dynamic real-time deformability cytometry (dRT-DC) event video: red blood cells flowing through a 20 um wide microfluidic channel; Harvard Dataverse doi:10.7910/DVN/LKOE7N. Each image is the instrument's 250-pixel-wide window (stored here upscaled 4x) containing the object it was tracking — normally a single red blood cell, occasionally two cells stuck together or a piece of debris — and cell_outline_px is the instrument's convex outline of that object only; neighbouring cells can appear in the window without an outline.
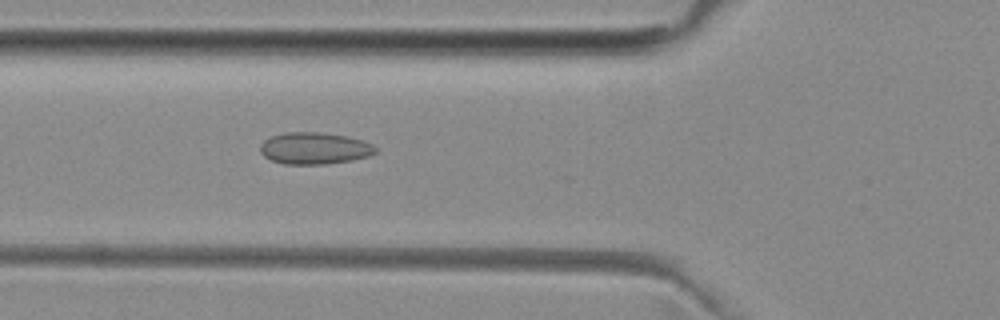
{"species": "common noctule bat (a hibernating species)", "species_latin": "Nyctalus noctula", "temperature_condition": "room temperature", "stored_images_in_passage": 45, "camera_frame_rate_fps": 3000, "um_per_image_px": 0.085, "animal": {"sex": "female", "body_mass_g": 29.2, "forearm_length_mm": 56.3}, "frame": {"image": 1, "passage_image": 12, "time_ms": 3.667, "image_size_px": [1000, 320], "cell_outline_px": [[376, 152], [368, 156], [352, 160], [324, 164], [284, 164], [272, 160], [264, 156], [260, 152], [260, 144], [264, 140], [272, 136], [284, 132], [320, 132], [348, 136], [372, 144], [376, 148]], "centroid_in_image_um": [26.71, 12.6], "position_along_channel_um": 99.1, "area_um2": 21.33}}
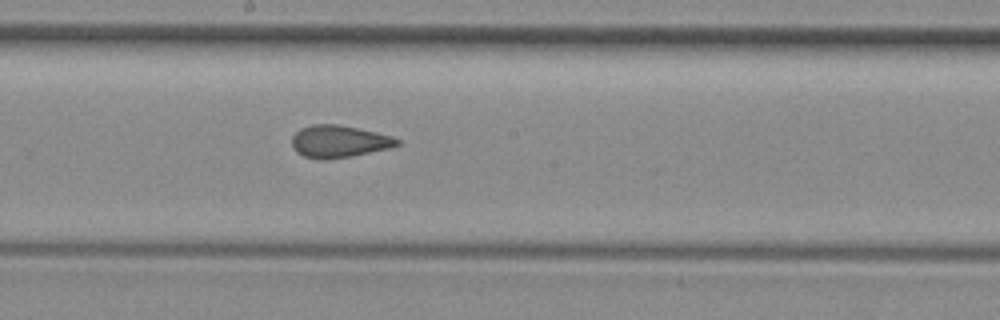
{"frame": {"image": 2, "passage_image": 21, "time_ms": 6.667, "image_size_px": [1000, 320], "cell_outline_px": [[400, 144], [388, 148], [352, 156], [324, 160], [320, 160], [304, 156], [296, 152], [292, 148], [292, 136], [300, 128], [312, 124], [336, 124], [376, 132], [392, 136], [400, 140]], "centroid_in_image_um": [28.78, 12.02], "position_along_channel_um": 219.4, "area_um2": 19.77}}
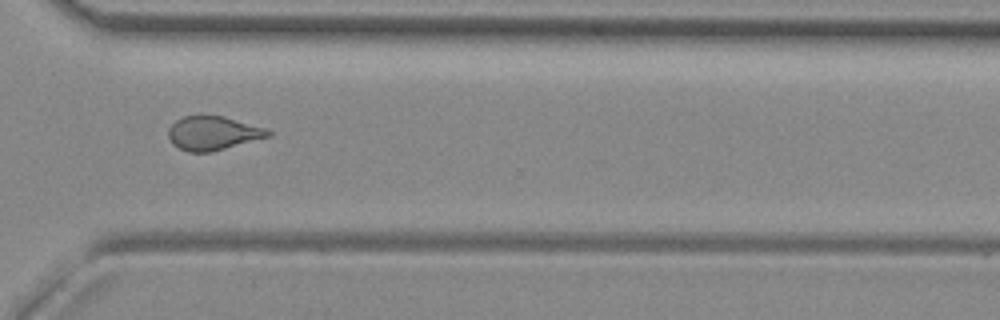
{"frame": {"image": 3, "passage_image": 31, "time_ms": 10.0, "image_size_px": [1000, 320], "cell_outline_px": [[272, 136], [212, 152], [188, 152], [172, 144], [168, 136], [168, 128], [176, 120], [184, 116], [200, 112], [224, 116], [264, 128], [272, 132]], "centroid_in_image_um": [18.08, 11.29], "position_along_channel_um": 352.5, "area_um2": 20.23}, "authors_computed_cell_mechanics": {"area_um2": 19.8832, "velocity_mm_per_s": 4.005, "shape_relaxation_time_tau1_ms": null, "shape_relaxation_time_tau2_ms": 1.3596, "deformation_change_tau1": null, "deformation_change_tau2": 0.0884}}